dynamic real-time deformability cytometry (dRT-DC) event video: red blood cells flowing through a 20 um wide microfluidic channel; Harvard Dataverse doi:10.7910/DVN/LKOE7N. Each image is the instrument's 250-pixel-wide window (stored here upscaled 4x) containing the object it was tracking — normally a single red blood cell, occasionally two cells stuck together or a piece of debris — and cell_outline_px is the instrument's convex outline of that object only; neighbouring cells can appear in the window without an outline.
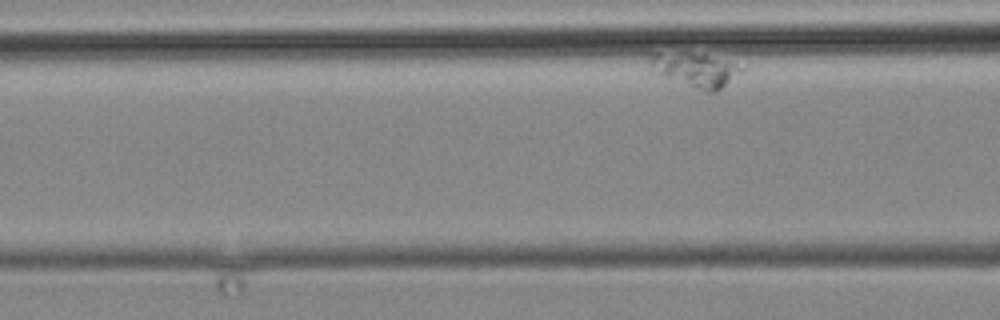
{"species": "common noctule bat (a hibernating species)", "species_latin": "Nyctalus noctula", "temperature_condition": "cold", "stored_images_in_passage": 11, "camera_frame_rate_fps": 3000, "um_per_image_px": 0.085, "animal": {"sex": "male", "body_mass_g": 19.2, "forearm_length_mm": 51.8}, "frame": {"image": 1, "passage_image": 11, "time_ms": 13.333, "image_size_px": [1000, 320], "cell_outline_px": [[744, 68], [740, 72], [716, 92], [708, 92], [656, 76], [652, 68], [648, 56], [704, 56], [732, 64]], "centroid_in_image_um": [59.07, 6.06], "position_along_channel_um": 107.5, "area_um2": 16.47}}